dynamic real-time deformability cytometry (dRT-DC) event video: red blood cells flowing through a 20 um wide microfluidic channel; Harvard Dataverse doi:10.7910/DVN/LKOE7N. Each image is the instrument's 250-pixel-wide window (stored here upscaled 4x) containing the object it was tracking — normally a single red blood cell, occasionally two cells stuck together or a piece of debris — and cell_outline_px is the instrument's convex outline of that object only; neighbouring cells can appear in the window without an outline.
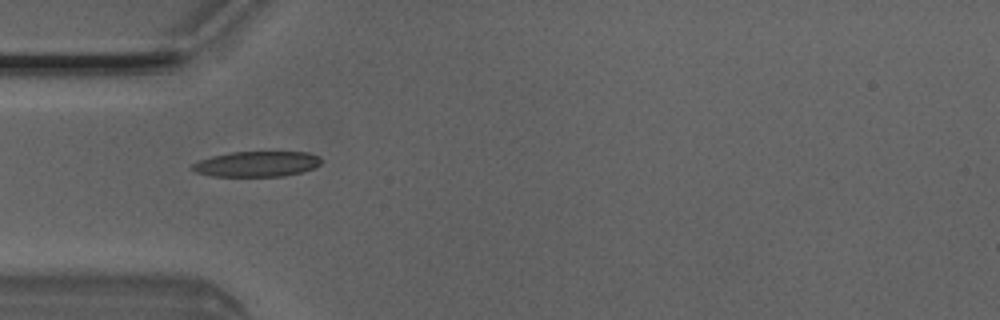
{"species": "Egyptian fruit bat (a non-hibernating species)", "species_latin": "Rousettus aegyptiacus", "temperature_condition": "room temperature", "stored_images_in_passage": 6, "camera_frame_rate_fps": 3000, "um_per_image_px": 0.085, "animal": {"sex": "male"}, "frame": {"image": 1, "passage_image": 4, "time_ms": 1.0, "image_size_px": [1000, 320], "cell_outline_px": [[324, 160], [316, 168], [284, 176], [212, 176], [196, 172], [192, 168], [192, 164], [200, 160], [212, 156], [232, 152], [308, 152], [320, 156]], "centroid_in_image_um": [21.89, 13.93], "position_along_channel_um": 63.1, "area_um2": 19.13}}